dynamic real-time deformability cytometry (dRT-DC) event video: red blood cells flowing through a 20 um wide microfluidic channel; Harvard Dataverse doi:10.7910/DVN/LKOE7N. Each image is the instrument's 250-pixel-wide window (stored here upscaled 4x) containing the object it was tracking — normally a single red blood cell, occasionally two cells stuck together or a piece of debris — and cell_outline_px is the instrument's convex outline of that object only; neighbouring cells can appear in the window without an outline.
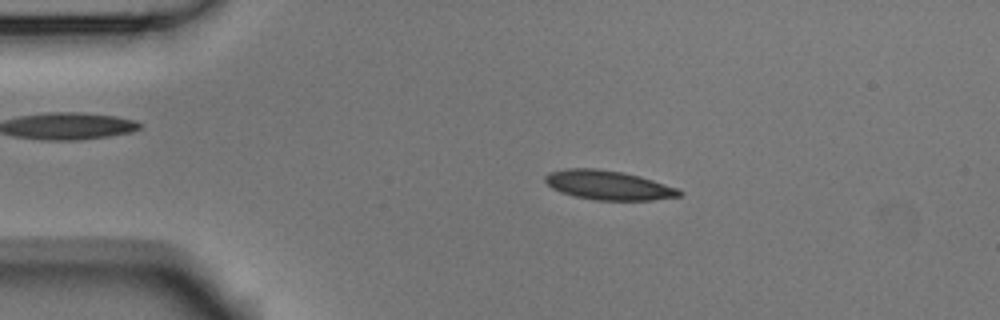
{"species": "Egyptian fruit bat (a non-hibernating species)", "species_latin": "Rousettus aegyptiacus", "temperature_condition": "room temperature", "stored_images_in_passage": 53, "camera_frame_rate_fps": 3000, "um_per_image_px": 0.085, "animal": {"sex": "male"}, "frame": {"image": 1, "passage_image": 10, "time_ms": 3.0, "image_size_px": [1000, 320], "cell_outline_px": [[680, 196], [652, 200], [596, 200], [576, 196], [560, 192], [552, 188], [544, 180], [544, 176], [552, 172], [564, 168], [596, 168], [620, 172], [640, 176], [676, 188], [680, 192]], "centroid_in_image_um": [51.66, 15.73], "position_along_channel_um": 33.3, "area_um2": 22.54}}
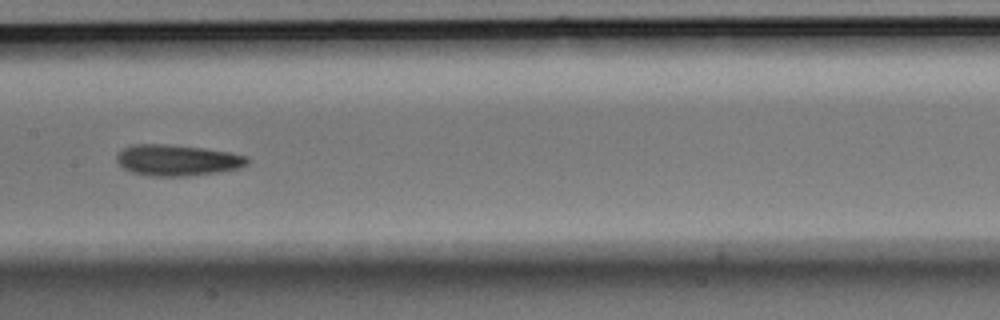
{"frame": {"image": 2, "passage_image": 26, "time_ms": 8.333, "image_size_px": [1000, 320], "cell_outline_px": [[248, 164], [240, 168], [216, 172], [184, 176], [148, 176], [132, 172], [124, 168], [116, 160], [116, 156], [124, 148], [132, 144], [164, 144], [204, 148], [228, 152], [248, 156]], "centroid_in_image_um": [15.07, 13.61], "position_along_channel_um": 192.3, "area_um2": 23.52}}
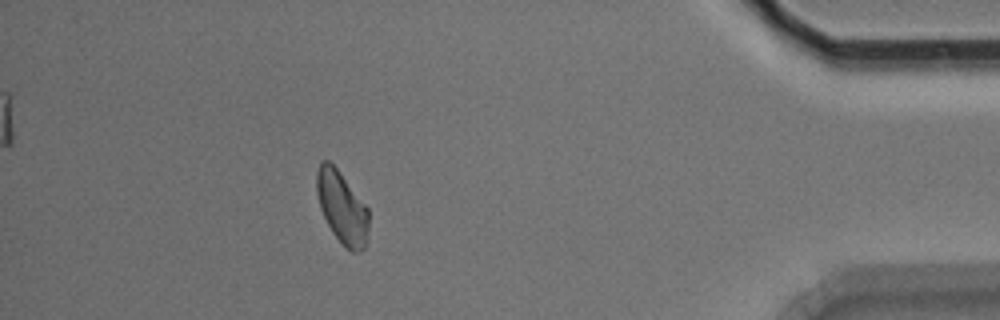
{"frame": {"image": 3, "passage_image": 47, "time_ms": 15.333, "image_size_px": [1000, 320], "cell_outline_px": [[368, 228], [364, 248], [360, 252], [352, 252], [332, 232], [320, 208], [316, 192], [316, 172], [320, 160], [328, 160], [336, 168], [368, 208]], "centroid_in_image_um": [29.04, 17.6], "position_along_channel_um": 406.2, "area_um2": 21.5}, "authors_computed_cell_mechanics": {"area_um2": 22.3686, "velocity_mm_per_s": 3.7562, "shape_relaxation_time_tau1_ms": 2.7619, "shape_relaxation_time_tau2_ms": 5.2215, "deformation_change_tau1": 0.1061, "deformation_change_tau2": 0.1309}}